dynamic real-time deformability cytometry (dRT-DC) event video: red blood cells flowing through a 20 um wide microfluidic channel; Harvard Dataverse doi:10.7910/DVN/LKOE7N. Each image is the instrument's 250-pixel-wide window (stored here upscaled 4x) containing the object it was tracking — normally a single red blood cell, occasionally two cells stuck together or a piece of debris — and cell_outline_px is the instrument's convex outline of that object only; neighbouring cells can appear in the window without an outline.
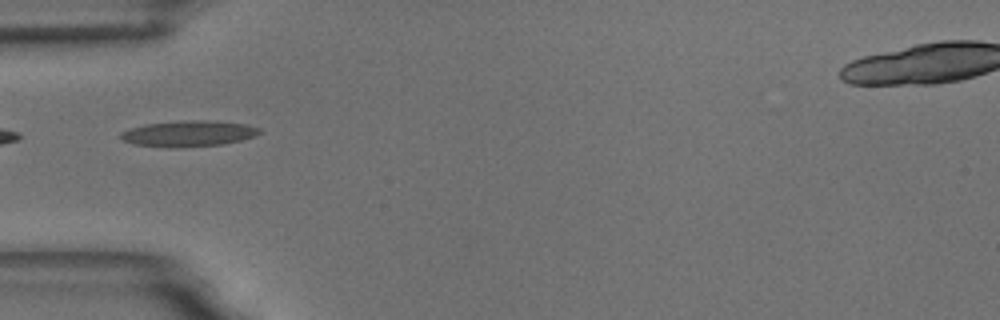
{"species": "common noctule bat (a hibernating species)", "species_latin": "Nyctalus noctula", "temperature_condition": "room temperature", "stored_images_in_passage": 5, "camera_frame_rate_fps": 3000, "um_per_image_px": 0.085, "animal": {"sex": "male", "body_mass_g": 18.8}, "frame": {"image": 1, "passage_image": 2, "time_ms": 1.0, "image_size_px": [1000, 320], "cell_outline_px": [[260, 132], [252, 136], [240, 140], [224, 144], [180, 148], [168, 148], [136, 144], [124, 140], [120, 136], [120, 132], [128, 128], [144, 124], [184, 120], [208, 120], [244, 124], [260, 128]], "centroid_in_image_um": [15.97, 11.35], "position_along_channel_um": 69.0, "area_um2": 20.98}}
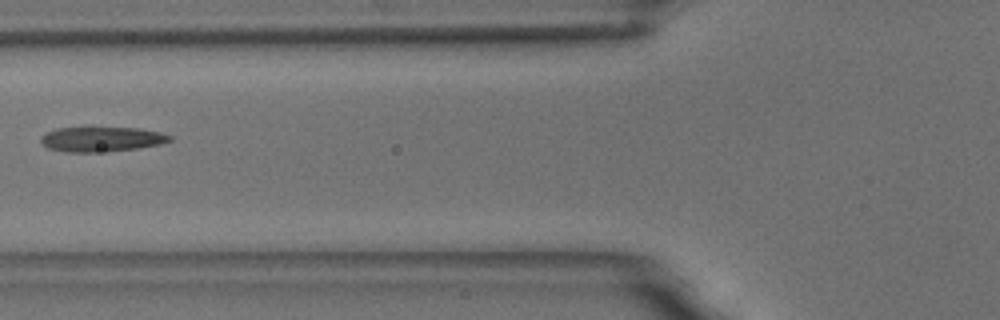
{"frame": {"image": 2, "passage_image": 3, "time_ms": 2.333, "image_size_px": [1000, 320], "cell_outline_px": [[172, 140], [160, 144], [136, 148], [96, 152], [64, 152], [48, 148], [40, 140], [40, 136], [56, 128], [140, 128], [160, 132], [172, 136]], "centroid_in_image_um": [8.63, 11.83], "position_along_channel_um": 117.2, "area_um2": 18.44}}
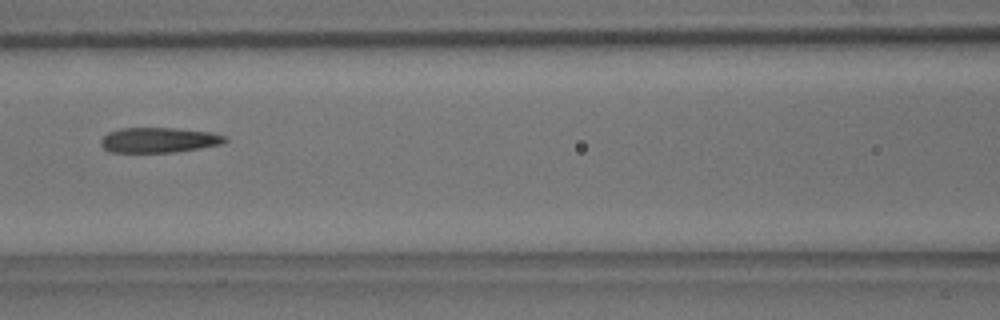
{"frame": {"image": 3, "passage_image": 4, "time_ms": 3.333, "image_size_px": [1000, 320], "cell_outline_px": [[228, 140], [220, 144], [200, 148], [172, 152], [108, 152], [100, 144], [100, 140], [108, 132], [120, 128], [176, 128], [208, 132], [224, 136]], "centroid_in_image_um": [13.44, 11.9], "position_along_channel_um": 153.2, "area_um2": 18.03}}